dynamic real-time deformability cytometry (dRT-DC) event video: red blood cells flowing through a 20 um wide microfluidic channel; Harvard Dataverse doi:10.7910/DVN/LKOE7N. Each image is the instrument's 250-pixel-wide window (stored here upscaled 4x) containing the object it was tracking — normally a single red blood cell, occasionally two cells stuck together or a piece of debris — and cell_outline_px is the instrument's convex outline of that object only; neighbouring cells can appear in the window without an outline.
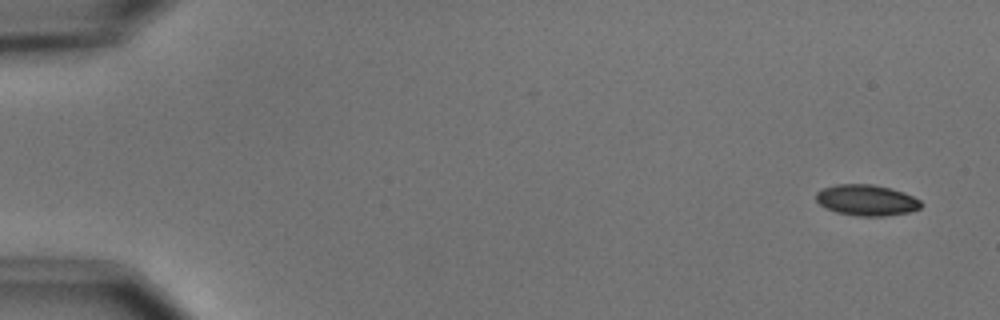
{"species": "common noctule bat (a hibernating species)", "species_latin": "Nyctalus noctula", "temperature_condition": "cold", "stored_images_in_passage": 6, "camera_frame_rate_fps": 3000, "um_per_image_px": 0.085, "animal": {"sex": "male", "body_mass_g": 15.6}, "frame": {"image": 1, "passage_image": 1, "time_ms": 0.0, "image_size_px": [1000, 320], "cell_outline_px": [[920, 208], [908, 212], [884, 216], [860, 216], [836, 212], [824, 208], [816, 200], [816, 192], [824, 188], [836, 184], [872, 184], [892, 188], [904, 192], [920, 200]], "centroid_in_image_um": [73.63, 17.01], "position_along_channel_um": 11.4, "area_um2": 18.9}}
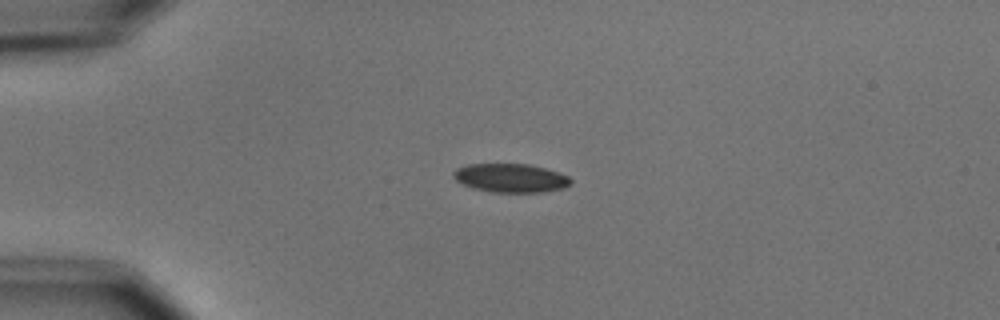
{"frame": {"image": 2, "passage_image": 4, "time_ms": 3.667, "image_size_px": [1000, 320], "cell_outline_px": [[572, 184], [564, 188], [544, 192], [492, 192], [472, 188], [456, 180], [452, 176], [452, 172], [456, 168], [468, 164], [528, 164], [544, 168], [568, 176], [572, 180]], "centroid_in_image_um": [43.4, 15.13], "position_along_channel_um": 41.6, "area_um2": 19.65}}
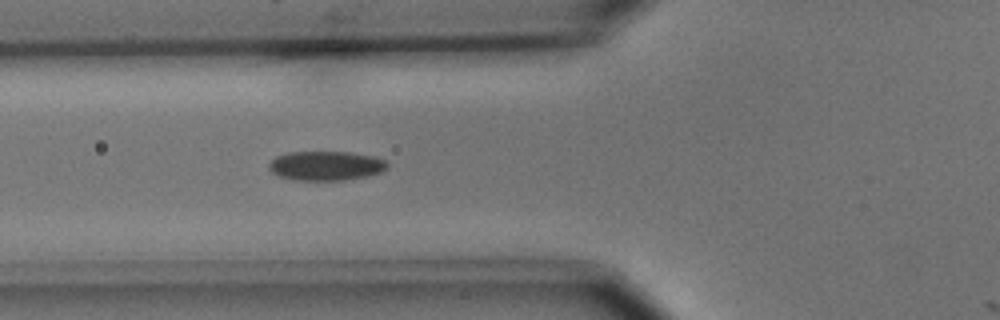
{"frame": {"image": 3, "passage_image": 6, "time_ms": 6.0, "image_size_px": [1000, 320], "cell_outline_px": [[388, 168], [380, 172], [368, 176], [344, 180], [296, 180], [276, 176], [268, 168], [268, 164], [276, 156], [288, 152], [352, 152], [376, 156], [384, 160], [388, 164]], "centroid_in_image_um": [27.7, 14.09], "position_along_channel_um": 98.1, "area_um2": 20.46}}